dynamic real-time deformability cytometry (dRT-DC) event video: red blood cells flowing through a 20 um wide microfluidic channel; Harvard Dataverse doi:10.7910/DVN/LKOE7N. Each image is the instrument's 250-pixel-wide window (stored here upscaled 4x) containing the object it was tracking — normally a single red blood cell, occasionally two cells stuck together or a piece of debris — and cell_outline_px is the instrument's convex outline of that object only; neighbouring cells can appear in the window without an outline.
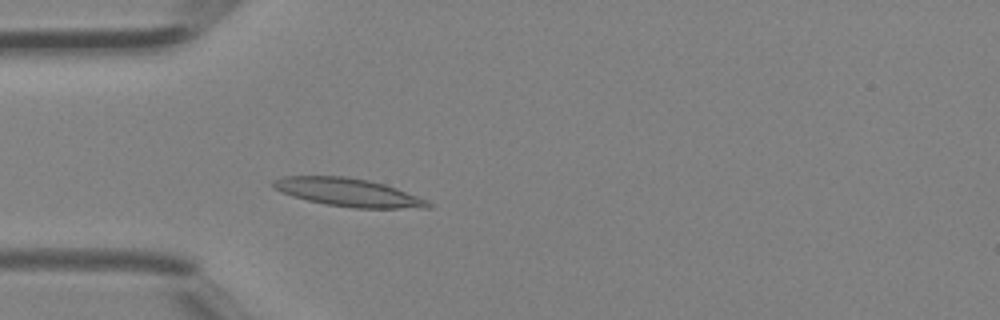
{"species": "Egyptian fruit bat (a non-hibernating species)", "species_latin": "Rousettus aegyptiacus", "temperature_condition": "room temperature", "stored_images_in_passage": 40, "camera_frame_rate_fps": 3000, "um_per_image_px": 0.085, "animal": {"sex": "female"}, "frame": {"image": 1, "passage_image": 11, "time_ms": 3.333, "image_size_px": [1000, 320], "cell_outline_px": [[432, 208], [352, 208], [324, 204], [292, 196], [276, 188], [272, 184], [272, 180], [280, 176], [348, 176], [368, 180], [384, 184], [396, 188], [416, 196], [432, 204]], "centroid_in_image_um": [29.58, 16.35], "position_along_channel_um": 55.4, "area_um2": 25.2}}
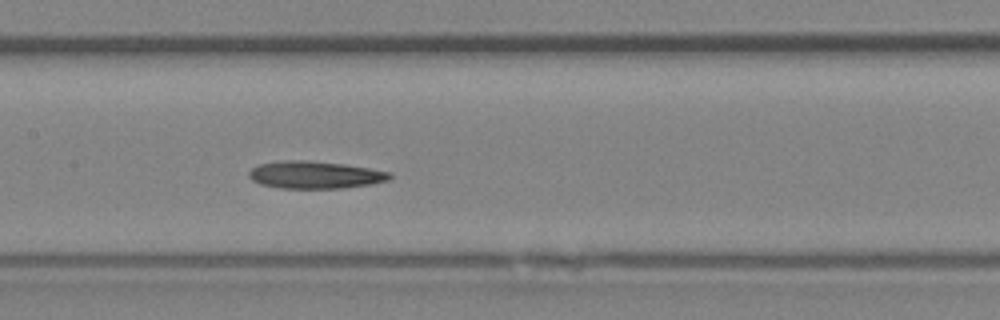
{"frame": {"image": 2, "passage_image": 19, "time_ms": 6.0, "image_size_px": [1000, 320], "cell_outline_px": [[392, 176], [388, 180], [372, 184], [344, 188], [280, 188], [260, 184], [252, 180], [248, 176], [248, 172], [252, 168], [260, 164], [280, 160], [308, 160], [344, 164], [368, 168], [388, 172]], "centroid_in_image_um": [26.74, 14.86], "position_along_channel_um": 180.7, "area_um2": 22.48}}
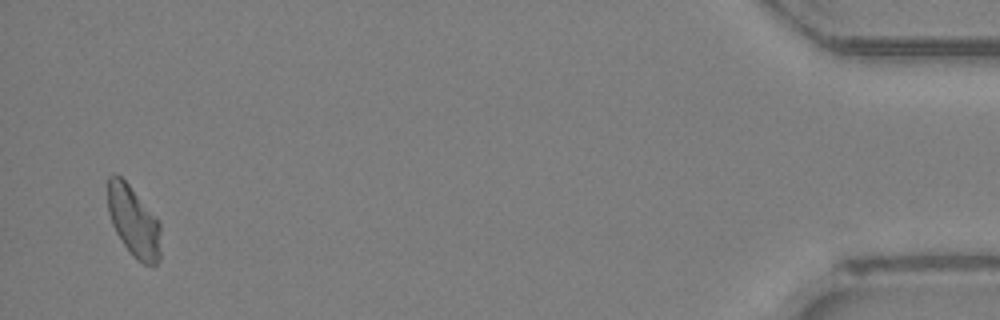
{"frame": {"image": 3, "passage_image": 39, "time_ms": 12.667, "image_size_px": [1000, 320], "cell_outline_px": [[160, 260], [152, 268], [136, 260], [132, 256], [116, 232], [112, 224], [108, 212], [108, 176], [112, 172], [116, 172], [128, 184], [160, 224]], "centroid_in_image_um": [11.35, 18.86], "position_along_channel_um": 423.9, "area_um2": 21.73}}